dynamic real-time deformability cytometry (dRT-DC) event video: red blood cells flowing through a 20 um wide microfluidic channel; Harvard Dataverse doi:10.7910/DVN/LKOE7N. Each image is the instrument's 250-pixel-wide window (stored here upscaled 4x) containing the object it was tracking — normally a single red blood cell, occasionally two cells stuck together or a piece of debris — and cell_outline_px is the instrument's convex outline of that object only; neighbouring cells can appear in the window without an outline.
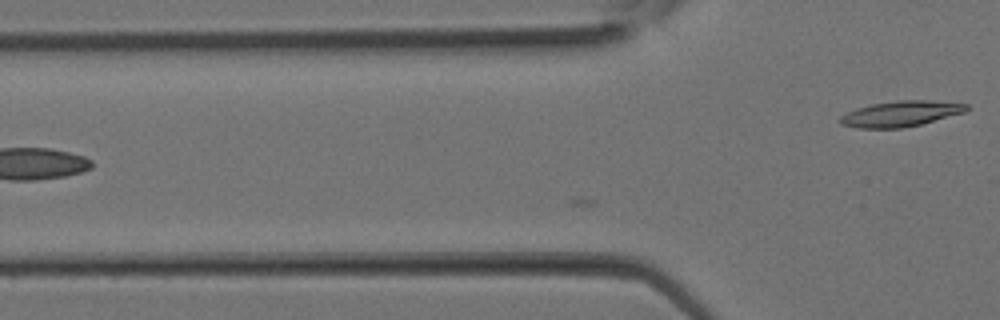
{"species": "Egyptian fruit bat (a non-hibernating species)", "species_latin": "Rousettus aegyptiacus", "temperature_condition": "room temperature", "stored_images_in_passage": 4, "camera_frame_rate_fps": 3000, "um_per_image_px": 0.085, "animal": {"sex": "female"}, "frame": {"image": 1, "passage_image": 4, "time_ms": 1.0, "image_size_px": [1000, 320], "cell_outline_px": [[968, 108], [964, 112], [920, 124], [904, 128], [860, 128], [840, 124], [840, 116], [856, 108], [872, 104], [896, 100], [928, 100], [968, 104]], "centroid_in_image_um": [76.54, 9.66], "position_along_channel_um": 49.3, "area_um2": 18.67}}